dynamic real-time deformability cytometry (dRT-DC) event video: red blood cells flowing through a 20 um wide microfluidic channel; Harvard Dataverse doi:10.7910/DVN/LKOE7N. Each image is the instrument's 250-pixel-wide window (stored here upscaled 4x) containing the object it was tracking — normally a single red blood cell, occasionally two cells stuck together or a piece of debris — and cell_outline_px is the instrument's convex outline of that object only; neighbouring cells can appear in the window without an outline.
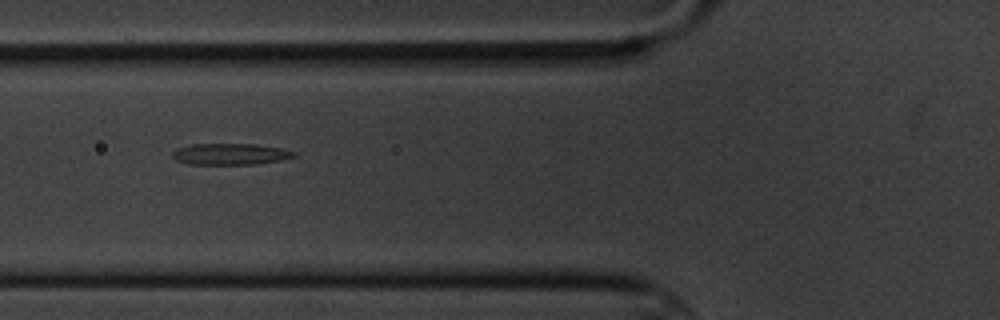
{"species": "common noctule bat (a hibernating species)", "species_latin": "Nyctalus noctula", "temperature_condition": "cold", "stored_images_in_passage": 6, "camera_frame_rate_fps": 3000, "um_per_image_px": 0.085, "animal": {"sex": "male", "body_mass_g": 20.1, "forearm_length_mm": 53.5}, "frame": {"image": 1, "passage_image": 2, "time_ms": 2.0, "image_size_px": [1000, 320], "cell_outline_px": [[296, 156], [280, 160], [256, 164], [188, 164], [176, 160], [172, 156], [172, 152], [176, 148], [192, 144], [256, 144], [280, 148], [296, 152]], "centroid_in_image_um": [19.55, 13.09], "position_along_channel_um": 106.2, "area_um2": 15.09}}
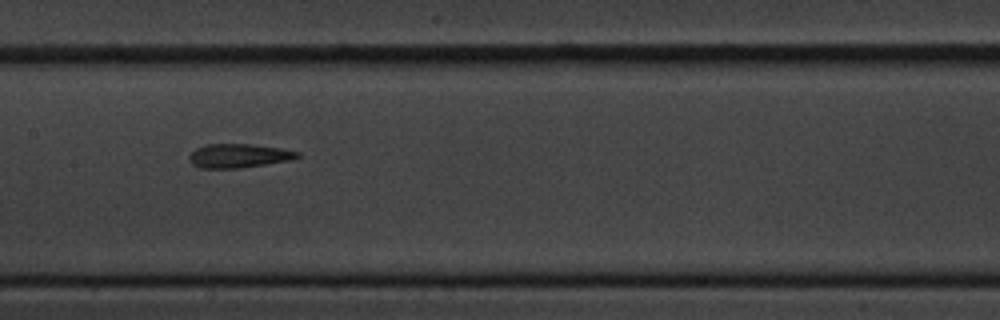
{"frame": {"image": 2, "passage_image": 4, "time_ms": 4.333, "image_size_px": [1000, 320], "cell_outline_px": [[300, 156], [288, 160], [240, 168], [200, 168], [192, 164], [188, 160], [188, 156], [196, 148], [204, 144], [252, 144], [280, 148], [300, 152]], "centroid_in_image_um": [20.23, 13.23], "position_along_channel_um": 187.2, "area_um2": 15.03}}
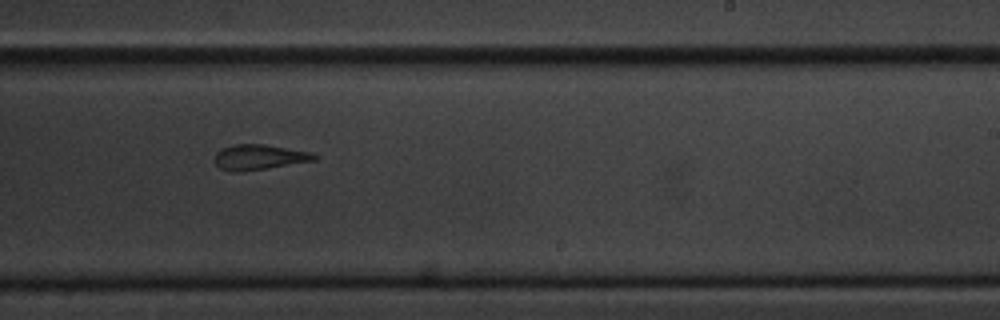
{"frame": {"image": 3, "passage_image": 6, "time_ms": 6.667, "image_size_px": [1000, 320], "cell_outline_px": [[320, 156], [316, 160], [244, 172], [232, 172], [220, 168], [212, 160], [216, 152], [220, 148], [232, 144], [264, 144], [308, 152]], "centroid_in_image_um": [21.95, 13.36], "position_along_channel_um": 267.0, "area_um2": 14.85}}